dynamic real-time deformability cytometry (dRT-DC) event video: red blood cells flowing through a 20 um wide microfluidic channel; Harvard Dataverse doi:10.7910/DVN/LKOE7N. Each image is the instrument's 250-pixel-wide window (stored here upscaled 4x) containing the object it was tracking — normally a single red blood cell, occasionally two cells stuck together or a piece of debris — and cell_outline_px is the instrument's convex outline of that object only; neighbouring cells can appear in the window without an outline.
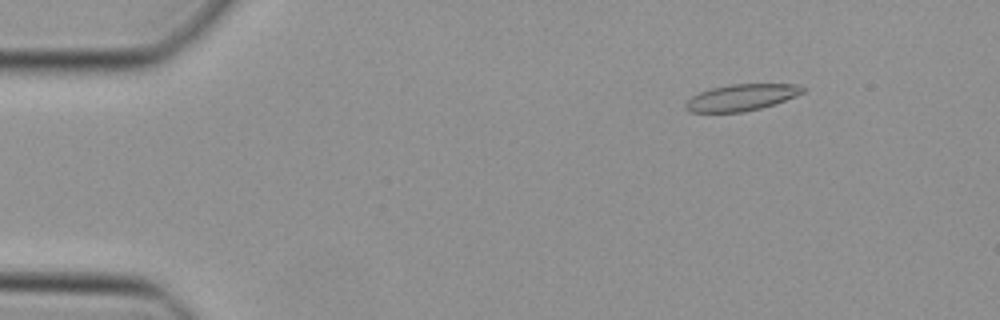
{"species": "Egyptian fruit bat (a non-hibernating species)", "species_latin": "Rousettus aegyptiacus", "temperature_condition": "cold", "stored_images_in_passage": 48, "camera_frame_rate_fps": 3000, "um_per_image_px": 0.085, "animal": {"sex": "female"}, "frame": {"image": 1, "passage_image": 7, "time_ms": 2.0, "image_size_px": [1000, 320], "cell_outline_px": [[804, 92], [796, 96], [760, 108], [740, 112], [688, 112], [684, 108], [684, 104], [692, 96], [700, 92], [712, 88], [728, 84], [796, 84], [804, 88]], "centroid_in_image_um": [62.97, 8.28], "position_along_channel_um": 22.0, "area_um2": 17.92}}
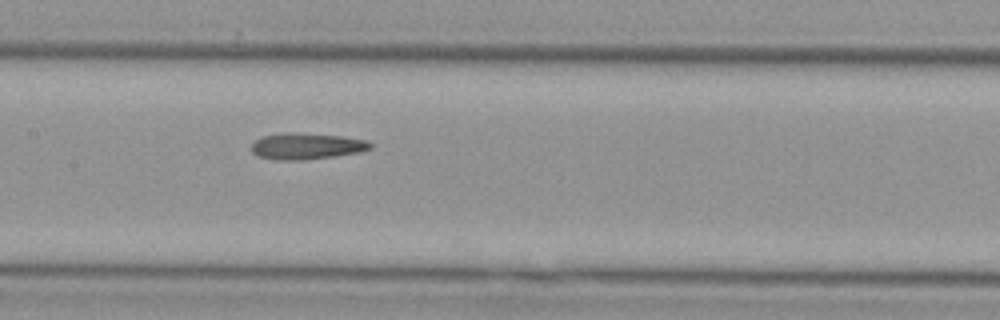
{"frame": {"image": 2, "passage_image": 24, "time_ms": 7.667, "image_size_px": [1000, 320], "cell_outline_px": [[372, 148], [360, 152], [332, 156], [300, 160], [276, 160], [260, 156], [252, 152], [252, 144], [256, 140], [264, 136], [284, 132], [296, 132], [344, 136], [368, 140], [372, 144]], "centroid_in_image_um": [26.09, 12.41], "position_along_channel_um": 181.3, "area_um2": 18.21}}
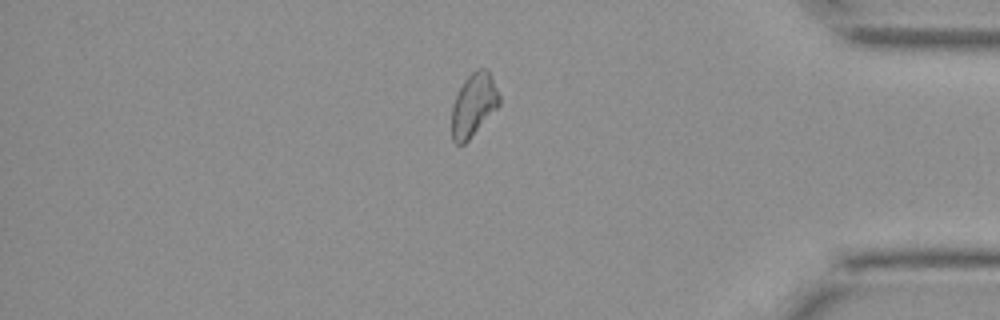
{"frame": {"image": 3, "passage_image": 41, "time_ms": 13.333, "image_size_px": [1000, 320], "cell_outline_px": [[500, 104], [468, 140], [464, 144], [456, 144], [452, 140], [452, 104], [464, 80], [476, 68], [484, 68], [492, 76], [500, 96]], "centroid_in_image_um": [40.25, 8.9], "position_along_channel_um": 394.9, "area_um2": 17.28}}